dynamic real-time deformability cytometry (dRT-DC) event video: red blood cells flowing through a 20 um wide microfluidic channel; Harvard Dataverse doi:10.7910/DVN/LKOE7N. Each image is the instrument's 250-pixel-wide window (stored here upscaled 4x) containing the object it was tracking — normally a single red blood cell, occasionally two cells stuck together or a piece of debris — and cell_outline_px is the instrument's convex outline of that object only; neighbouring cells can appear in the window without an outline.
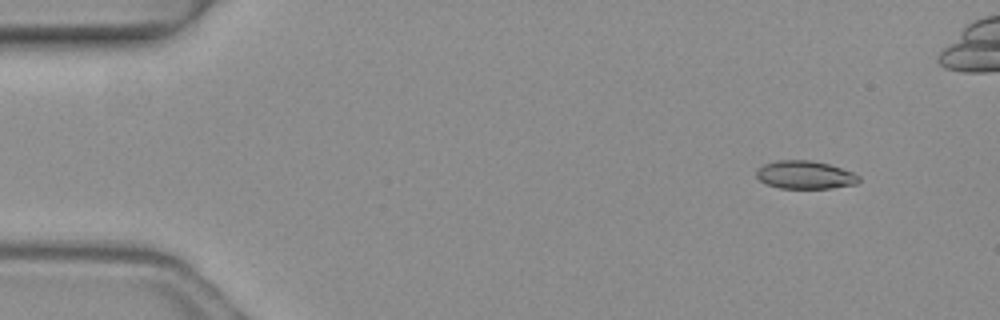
{"species": "common noctule bat (a hibernating species)", "species_latin": "Nyctalus noctula", "temperature_condition": "warm", "stored_images_in_passage": 4, "camera_frame_rate_fps": 3000, "um_per_image_px": 0.085, "animal": {"sex": "female", "body_mass_g": 19.3, "forearm_length_mm": 54.1}, "frame": {"image": 1, "passage_image": 1, "time_ms": 0.0, "image_size_px": [1000, 320], "cell_outline_px": [[860, 180], [856, 184], [832, 188], [780, 188], [768, 184], [760, 180], [756, 176], [756, 168], [764, 164], [776, 160], [812, 160], [828, 164], [852, 172], [860, 176]], "centroid_in_image_um": [68.42, 14.86], "position_along_channel_um": 16.6, "area_um2": 16.76}}